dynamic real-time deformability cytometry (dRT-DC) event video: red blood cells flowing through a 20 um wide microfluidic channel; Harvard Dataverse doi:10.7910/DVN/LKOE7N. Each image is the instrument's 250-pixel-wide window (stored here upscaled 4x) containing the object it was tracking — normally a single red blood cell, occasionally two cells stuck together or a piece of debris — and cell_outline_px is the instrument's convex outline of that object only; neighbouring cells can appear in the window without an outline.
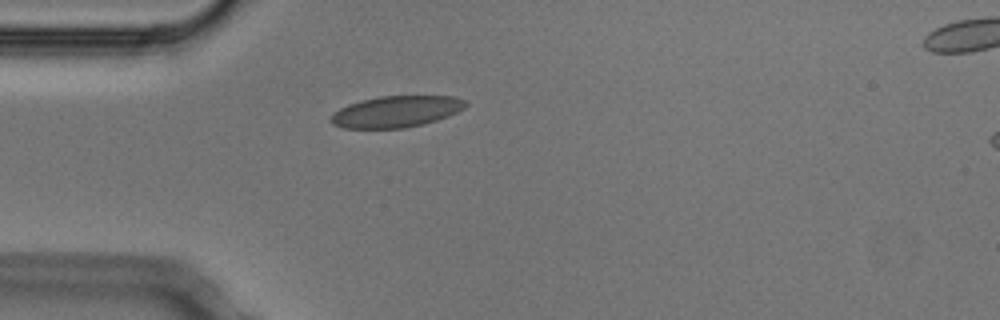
{"species": "Egyptian fruit bat (a non-hibernating species)", "species_latin": "Rousettus aegyptiacus", "temperature_condition": "cold", "stored_images_in_passage": 6, "camera_frame_rate_fps": 3000, "um_per_image_px": 0.085, "animal": {"sex": "male"}, "frame": {"image": 1, "passage_image": 6, "time_ms": 1.667, "image_size_px": [1000, 320], "cell_outline_px": [[468, 104], [464, 108], [448, 116], [424, 124], [404, 128], [344, 128], [332, 124], [328, 120], [340, 108], [348, 104], [360, 100], [380, 96], [452, 96], [464, 100]], "centroid_in_image_um": [33.66, 9.48], "position_along_channel_um": 51.3, "area_um2": 24.57}}